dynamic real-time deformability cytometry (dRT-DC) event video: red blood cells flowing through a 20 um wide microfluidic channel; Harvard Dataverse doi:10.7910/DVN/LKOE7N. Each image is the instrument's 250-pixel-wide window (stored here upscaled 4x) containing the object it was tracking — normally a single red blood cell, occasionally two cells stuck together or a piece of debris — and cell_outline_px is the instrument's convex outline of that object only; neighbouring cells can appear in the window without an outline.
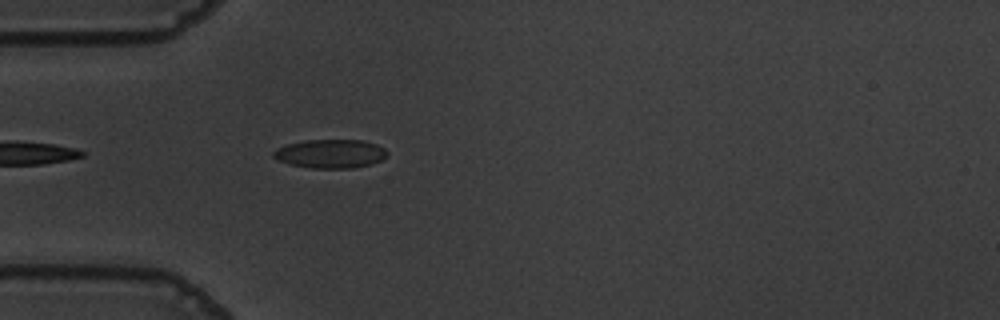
{"species": "common noctule bat (a hibernating species)", "species_latin": "Nyctalus noctula", "temperature_condition": "warm", "stored_images_in_passage": 24, "camera_frame_rate_fps": 3000, "um_per_image_px": 0.085, "animal": {"sex": "male", "body_mass_g": 19.5, "forearm_length_mm": 54.6}, "frame": {"image": 1, "passage_image": 4, "time_ms": 1.0, "image_size_px": [1000, 320], "cell_outline_px": [[388, 152], [380, 160], [368, 164], [352, 168], [312, 168], [288, 164], [276, 160], [272, 156], [272, 152], [276, 148], [288, 144], [304, 140], [364, 140], [376, 144], [384, 148]], "centroid_in_image_um": [28.02, 13.06], "position_along_channel_um": 57.0, "area_um2": 19.02}}
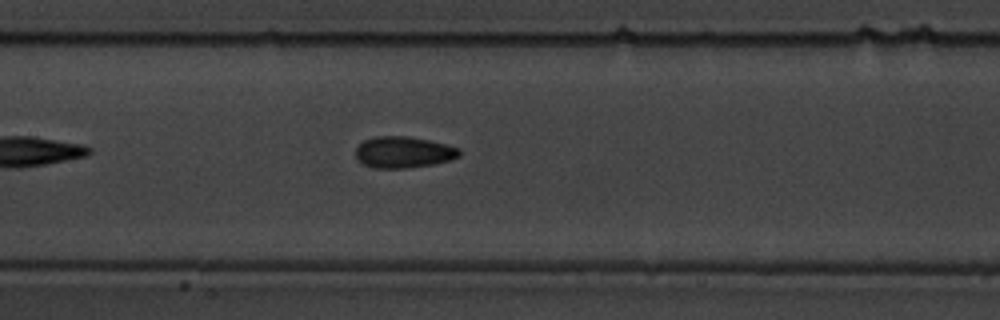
{"frame": {"image": 2, "passage_image": 14, "time_ms": 4.333, "image_size_px": [1000, 320], "cell_outline_px": [[460, 156], [448, 160], [432, 164], [404, 168], [372, 168], [356, 160], [356, 148], [364, 140], [376, 136], [408, 136], [428, 140], [460, 148]], "centroid_in_image_um": [34.26, 12.93], "position_along_channel_um": 173.1, "area_um2": 18.84}}
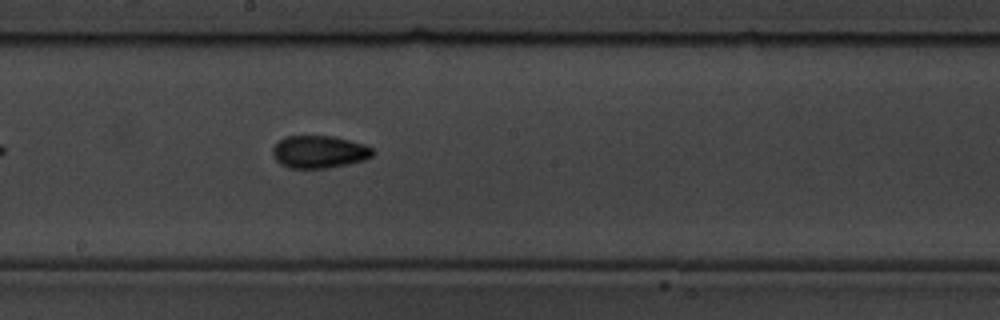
{"frame": {"image": 3, "passage_image": 18, "time_ms": 5.667, "image_size_px": [1000, 320], "cell_outline_px": [[376, 152], [372, 156], [364, 160], [348, 164], [328, 168], [288, 168], [280, 164], [276, 160], [272, 152], [272, 148], [284, 136], [332, 136], [364, 144], [372, 148]], "centroid_in_image_um": [27.13, 12.91], "position_along_channel_um": 221.1, "area_um2": 19.02}}